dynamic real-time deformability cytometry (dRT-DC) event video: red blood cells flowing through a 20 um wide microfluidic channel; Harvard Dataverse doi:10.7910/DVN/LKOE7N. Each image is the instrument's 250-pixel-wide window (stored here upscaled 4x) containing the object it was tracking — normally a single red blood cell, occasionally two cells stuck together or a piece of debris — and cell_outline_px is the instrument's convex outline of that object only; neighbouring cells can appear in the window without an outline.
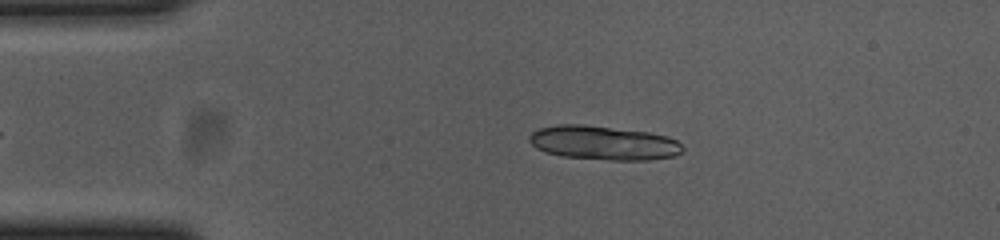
{"species": "common noctule bat (a hibernating species)", "species_latin": "Nyctalus noctula", "temperature_condition": "cold", "stored_images_in_passage": 43, "segment_of_instrument_passage": [1, 2], "camera_frame_rate_fps": 3000, "um_per_image_px": 0.085, "animal": {"sex": "female", "body_mass_g": 23.0, "forearm_length_mm": 53.4}, "frame": {"image": 1, "passage_image": 5, "time_ms": 1.333, "image_size_px": [1000, 240], "cell_outline_px": [[684, 148], [676, 156], [648, 160], [608, 160], [564, 156], [544, 152], [536, 148], [528, 140], [528, 136], [536, 128], [560, 124], [584, 124], [648, 132], [668, 136], [676, 140]], "centroid_in_image_um": [51.27, 12.14], "position_along_channel_um": 33.7, "area_um2": 30.63}}